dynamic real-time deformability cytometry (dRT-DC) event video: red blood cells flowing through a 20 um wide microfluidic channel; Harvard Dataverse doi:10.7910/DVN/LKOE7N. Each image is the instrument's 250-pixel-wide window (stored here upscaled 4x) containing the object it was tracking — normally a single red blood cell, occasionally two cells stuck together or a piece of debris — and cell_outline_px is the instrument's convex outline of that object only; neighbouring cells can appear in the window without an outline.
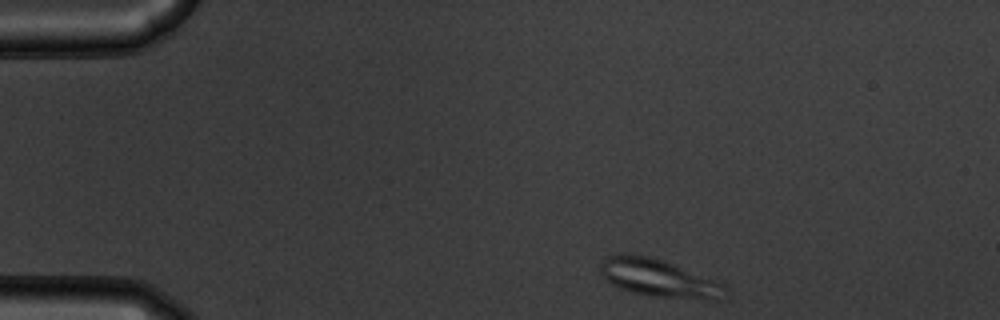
{"species": "common noctule bat (a hibernating species)", "species_latin": "Nyctalus noctula", "temperature_condition": "warm", "stored_images_in_passage": 46, "camera_frame_rate_fps": 3000, "um_per_image_px": 0.085, "animal": {"sex": "male", "body_mass_g": 19.5, "forearm_length_mm": 54.6}, "frame": {"image": 1, "passage_image": 1, "time_ms": 0.0, "image_size_px": [1000, 320], "cell_outline_px": [[728, 296], [720, 300], [712, 300], [652, 296], [632, 292], [620, 288], [612, 284], [600, 272], [600, 264], [608, 256], [624, 252], [652, 256], [664, 260], [728, 284]], "centroid_in_image_um": [56.1, 23.64], "position_along_channel_um": 28.9, "area_um2": 28.09}}
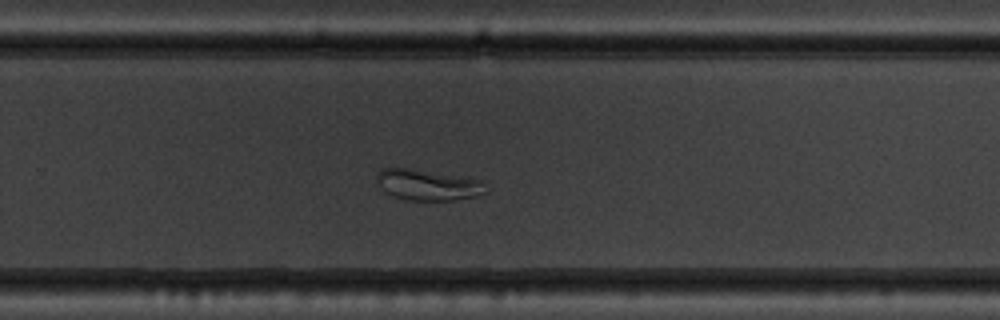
{"frame": {"image": 2, "passage_image": 28, "time_ms": 9.0, "image_size_px": [1000, 320], "cell_outline_px": [[484, 192], [476, 196], [452, 200], [408, 200], [396, 196], [388, 192], [376, 180], [376, 176], [380, 168], [412, 168], [480, 180]], "centroid_in_image_um": [36.31, 15.7], "position_along_channel_um": 293.5, "area_um2": 18.96}}
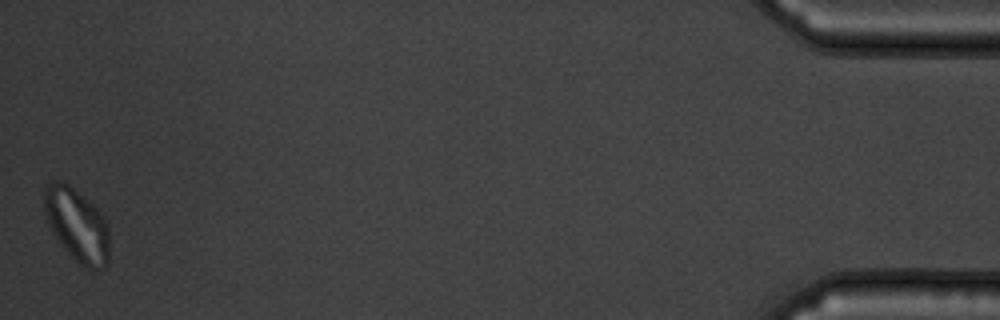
{"frame": {"image": 3, "passage_image": 46, "time_ms": 15.0, "image_size_px": [1000, 320], "cell_outline_px": [[108, 264], [100, 272], [76, 264], [60, 244], [48, 224], [44, 212], [44, 188], [52, 180], [64, 180], [92, 204], [104, 216], [108, 228]], "centroid_in_image_um": [6.53, 19.15], "position_along_channel_um": 428.7, "area_um2": 28.21}}